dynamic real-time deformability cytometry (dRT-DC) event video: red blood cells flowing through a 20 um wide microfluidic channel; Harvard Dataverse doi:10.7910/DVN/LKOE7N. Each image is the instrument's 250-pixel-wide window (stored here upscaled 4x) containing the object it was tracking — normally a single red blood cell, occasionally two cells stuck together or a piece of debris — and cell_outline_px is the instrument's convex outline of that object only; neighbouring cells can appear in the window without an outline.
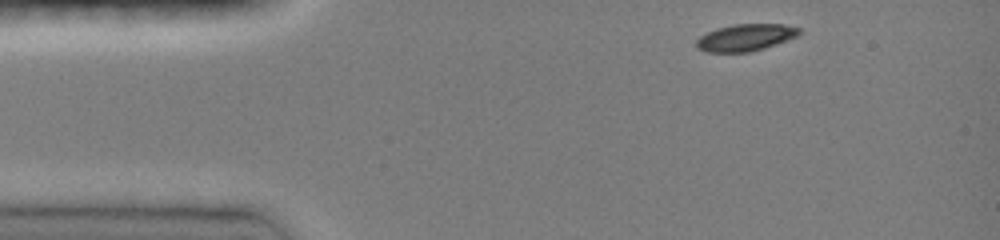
{"species": "common noctule bat (a hibernating species)", "species_latin": "Nyctalus noctula", "temperature_condition": "room temperature", "stored_images_in_passage": 38, "camera_frame_rate_fps": 3000, "um_per_image_px": 0.085, "animal": {"sex": "female", "body_mass_g": 19.0, "forearm_length_mm": 51.5}, "frame": {"image": 1, "passage_image": 1, "time_ms": 0.0, "image_size_px": [1000, 240], "cell_outline_px": [[800, 32], [796, 36], [764, 48], [748, 52], [708, 52], [696, 48], [696, 40], [700, 36], [716, 28], [736, 24], [784, 24], [800, 28]], "centroid_in_image_um": [63.33, 3.18], "position_along_channel_um": 21.7, "area_um2": 15.95}}
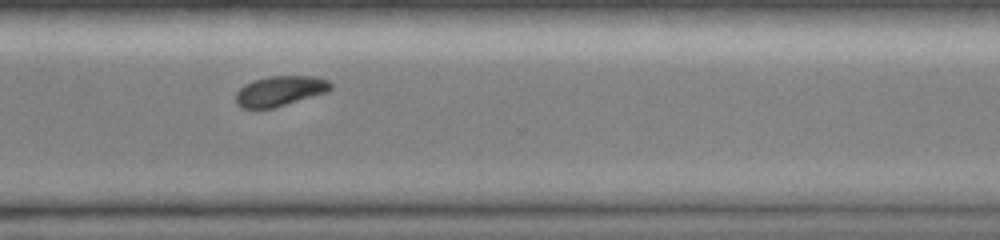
{"frame": {"image": 2, "passage_image": 30, "time_ms": 9.667, "image_size_px": [1000, 240], "cell_outline_px": [[332, 88], [328, 92], [272, 108], [240, 108], [236, 104], [236, 92], [244, 84], [252, 80], [268, 76], [316, 76], [328, 80], [332, 84]], "centroid_in_image_um": [23.79, 7.72], "position_along_channel_um": 346.8, "area_um2": 16.76}}
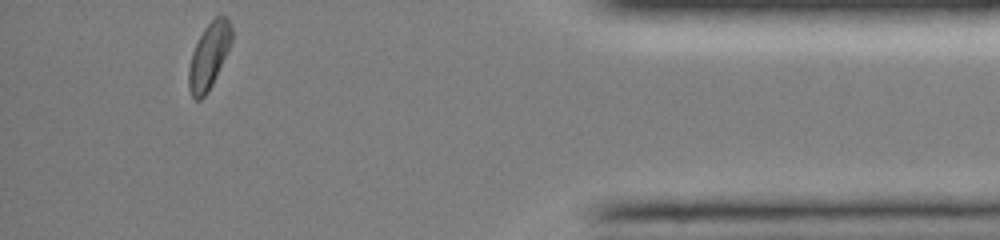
{"frame": {"image": 3, "passage_image": 38, "time_ms": 12.333, "image_size_px": [1000, 240], "cell_outline_px": [[232, 40], [228, 52], [208, 92], [200, 100], [196, 100], [192, 96], [188, 88], [188, 68], [192, 52], [204, 28], [220, 12], [228, 20], [232, 28]], "centroid_in_image_um": [17.76, 4.75], "position_along_channel_um": 417.4, "area_um2": 16.53}, "authors_computed_cell_mechanics": {"area_um2": 17.4556, "velocity_mm_per_s": 4.0199, "shape_relaxation_time_tau1_ms": 1.9755, "shape_relaxation_time_tau2_ms": null, "deformation_change_tau1": 0.1081, "deformation_change_tau2": null}}